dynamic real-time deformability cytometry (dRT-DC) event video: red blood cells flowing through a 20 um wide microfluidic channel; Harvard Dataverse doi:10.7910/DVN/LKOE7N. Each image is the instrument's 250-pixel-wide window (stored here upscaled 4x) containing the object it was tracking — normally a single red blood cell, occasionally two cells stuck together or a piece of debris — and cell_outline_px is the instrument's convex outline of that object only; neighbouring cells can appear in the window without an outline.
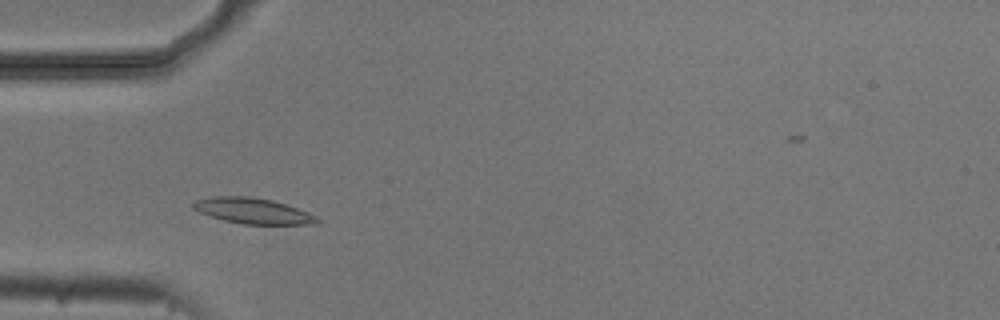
{"species": "common noctule bat (a hibernating species)", "species_latin": "Nyctalus noctula", "temperature_condition": "cold", "stored_images_in_passage": 4, "camera_frame_rate_fps": 3000, "um_per_image_px": 0.085, "animal": {"sex": "male", "body_mass_g": 20.5, "forearm_length_mm": 52.5}, "frame": {"image": 1, "passage_image": 3, "time_ms": 0.667, "image_size_px": [1000, 320], "cell_outline_px": [[320, 220], [316, 224], [240, 224], [224, 220], [200, 212], [192, 208], [192, 204], [196, 200], [216, 196], [252, 196], [272, 200], [308, 212], [316, 216]], "centroid_in_image_um": [21.5, 17.92], "position_along_channel_um": 63.5, "area_um2": 18.38}}
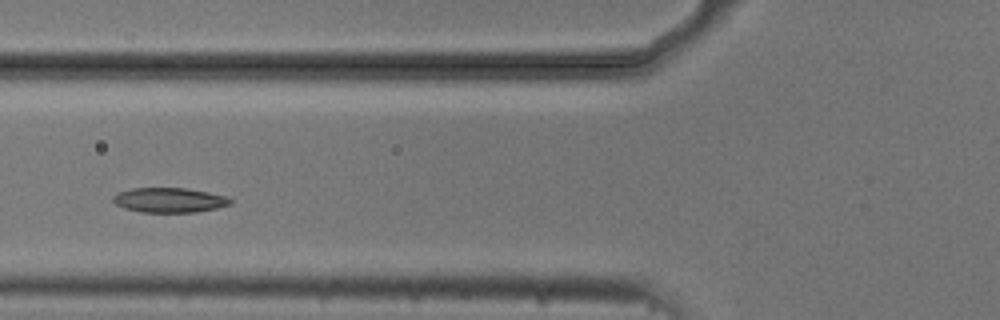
{"frame": {"image": 2, "passage_image": 4, "time_ms": 1.0, "image_size_px": [1000, 320], "cell_outline_px": [[232, 204], [216, 208], [196, 212], [140, 212], [124, 208], [116, 204], [112, 200], [112, 196], [120, 192], [132, 188], [184, 188], [208, 192], [228, 196], [232, 200]], "centroid_in_image_um": [14.41, 17.01], "position_along_channel_um": 111.4, "area_um2": 16.94}}